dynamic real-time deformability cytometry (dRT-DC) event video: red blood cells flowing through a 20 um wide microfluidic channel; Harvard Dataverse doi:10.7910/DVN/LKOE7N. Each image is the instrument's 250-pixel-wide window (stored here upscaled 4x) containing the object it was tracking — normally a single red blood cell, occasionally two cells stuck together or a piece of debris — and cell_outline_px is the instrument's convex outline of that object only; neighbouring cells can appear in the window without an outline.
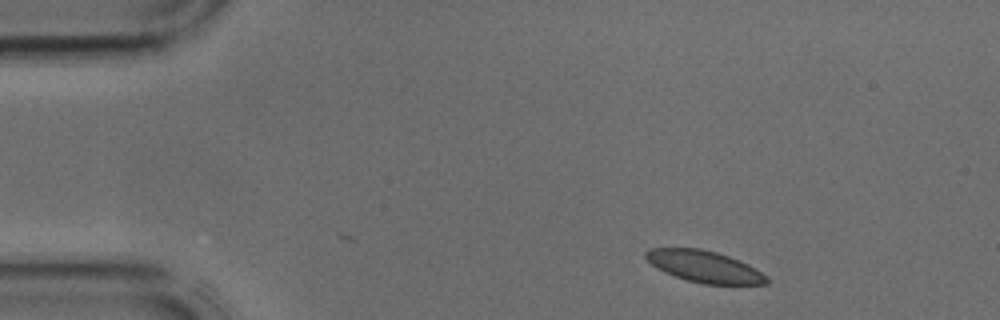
{"species": "common noctule bat (a hibernating species)", "species_latin": "Nyctalus noctula", "temperature_condition": "cold", "stored_images_in_passage": 37, "camera_frame_rate_fps": 3000, "um_per_image_px": 0.085, "animal": {"sex": "male", "body_mass_g": 17.9, "forearm_length_mm": 54.2}, "frame": {"image": 1, "passage_image": 1, "time_ms": 0.0, "image_size_px": [1000, 320], "cell_outline_px": [[768, 284], [704, 284], [688, 280], [664, 272], [652, 264], [644, 256], [644, 252], [648, 248], [700, 248], [716, 252], [728, 256], [748, 264], [756, 268], [768, 276]], "centroid_in_image_um": [59.88, 22.65], "position_along_channel_um": 25.1, "area_um2": 22.2}}
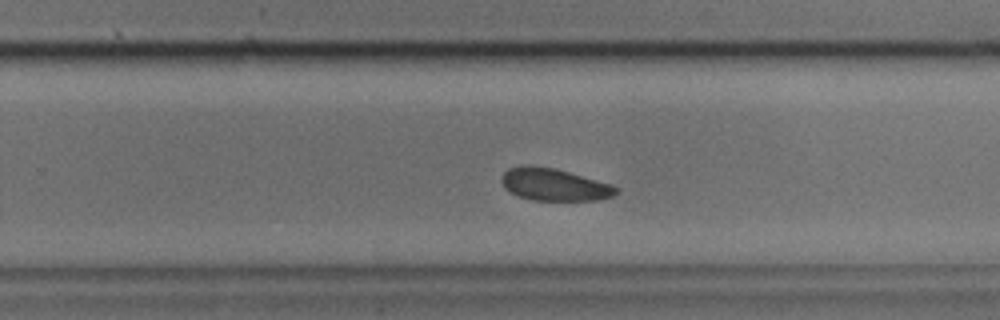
{"frame": {"image": 2, "passage_image": 22, "time_ms": 7.0, "image_size_px": [1000, 320], "cell_outline_px": [[620, 192], [612, 196], [600, 200], [532, 200], [508, 192], [504, 188], [500, 180], [500, 176], [508, 168], [520, 164], [532, 164], [552, 168], [568, 172], [612, 184], [620, 188]], "centroid_in_image_um": [47.07, 15.68], "position_along_channel_um": 282.7, "area_um2": 21.91}}
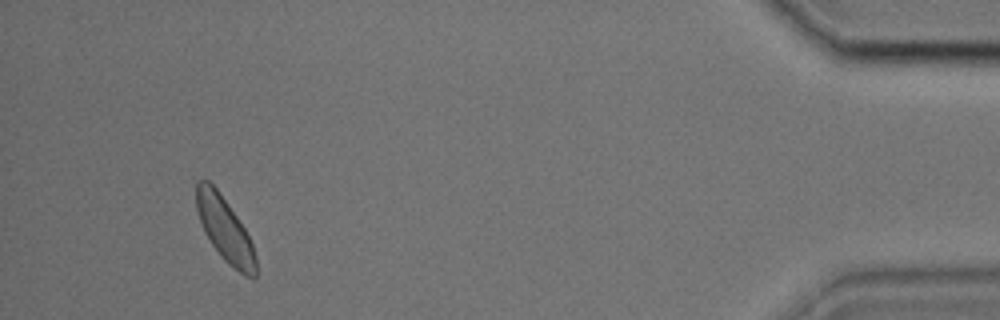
{"frame": {"image": 3, "passage_image": 35, "time_ms": 11.333, "image_size_px": [1000, 320], "cell_outline_px": [[256, 276], [252, 280], [244, 276], [228, 264], [224, 260], [212, 244], [204, 232], [196, 208], [196, 180], [204, 176], [216, 188], [236, 216], [244, 228], [252, 244], [256, 256]], "centroid_in_image_um": [19.1, 19.5], "position_along_channel_um": 416.1, "area_um2": 22.25}}